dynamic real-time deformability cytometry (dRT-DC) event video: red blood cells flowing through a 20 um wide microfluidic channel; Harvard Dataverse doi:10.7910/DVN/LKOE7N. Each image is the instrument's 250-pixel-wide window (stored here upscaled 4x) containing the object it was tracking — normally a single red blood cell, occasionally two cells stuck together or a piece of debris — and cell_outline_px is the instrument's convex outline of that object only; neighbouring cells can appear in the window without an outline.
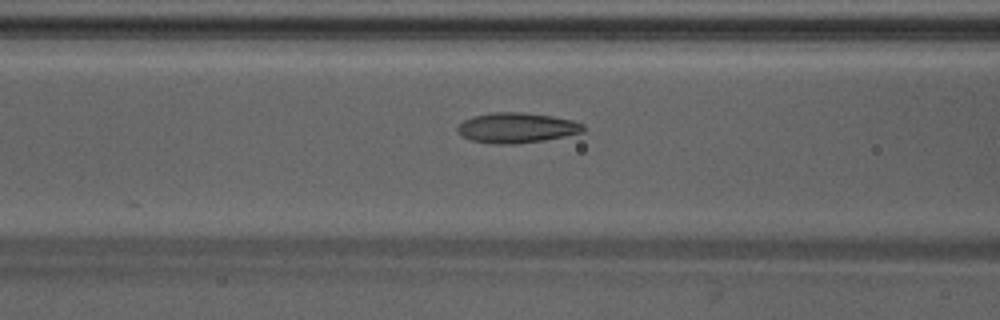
{"species": "Egyptian fruit bat (a non-hibernating species)", "species_latin": "Rousettus aegyptiacus", "temperature_condition": "warm", "stored_images_in_passage": 37, "camera_frame_rate_fps": 3000, "um_per_image_px": 0.085, "animal": {"sex": "male"}, "frame": {"image": 1, "passage_image": 9, "time_ms": 2.667, "image_size_px": [1000, 320], "cell_outline_px": [[584, 132], [544, 140], [516, 144], [496, 144], [472, 140], [464, 136], [456, 128], [464, 120], [472, 116], [492, 112], [524, 112], [552, 116], [572, 120], [584, 124]], "centroid_in_image_um": [43.94, 10.85], "position_along_channel_um": 122.7, "area_um2": 22.02}}
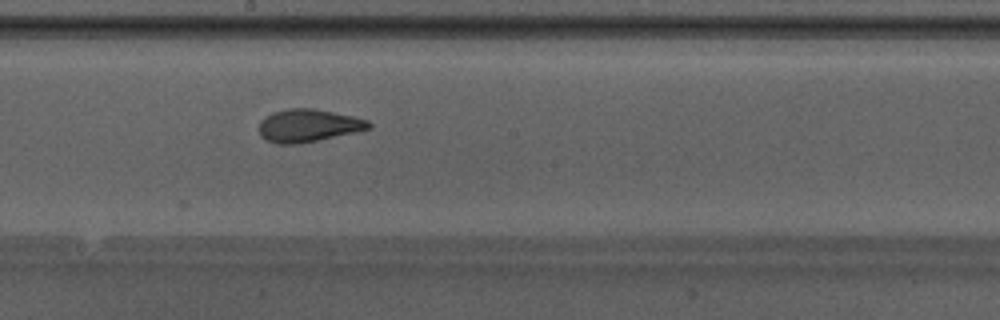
{"frame": {"image": 2, "passage_image": 16, "time_ms": 5.0, "image_size_px": [1000, 320], "cell_outline_px": [[372, 128], [300, 144], [276, 144], [260, 136], [260, 120], [264, 116], [272, 112], [288, 108], [316, 108], [352, 116], [368, 120], [372, 124]], "centroid_in_image_um": [26.19, 10.66], "position_along_channel_um": 222.0, "area_um2": 21.04}}
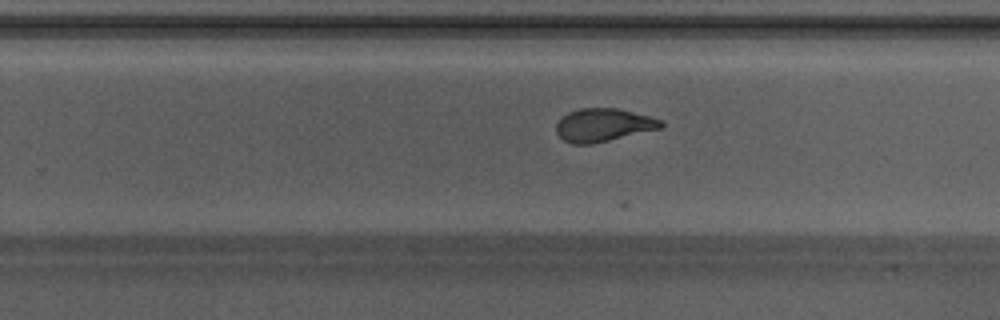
{"frame": {"image": 3, "passage_image": 20, "time_ms": 6.333, "image_size_px": [1000, 320], "cell_outline_px": [[664, 124], [660, 128], [592, 144], [572, 144], [564, 140], [556, 132], [556, 124], [560, 116], [568, 112], [580, 108], [616, 108], [648, 116], [660, 120]], "centroid_in_image_um": [51.21, 10.62], "position_along_channel_um": 278.6, "area_um2": 20.0}, "authors_computed_cell_mechanics": {"area_um2": 21.0392, "velocity_mm_per_s": 4.2652, "shape_relaxation_time_tau1_ms": 6.0497, "shape_relaxation_time_tau2_ms": 1.3641, "deformation_change_tau1": 0.2233, "deformation_change_tau2": 0.0578}}